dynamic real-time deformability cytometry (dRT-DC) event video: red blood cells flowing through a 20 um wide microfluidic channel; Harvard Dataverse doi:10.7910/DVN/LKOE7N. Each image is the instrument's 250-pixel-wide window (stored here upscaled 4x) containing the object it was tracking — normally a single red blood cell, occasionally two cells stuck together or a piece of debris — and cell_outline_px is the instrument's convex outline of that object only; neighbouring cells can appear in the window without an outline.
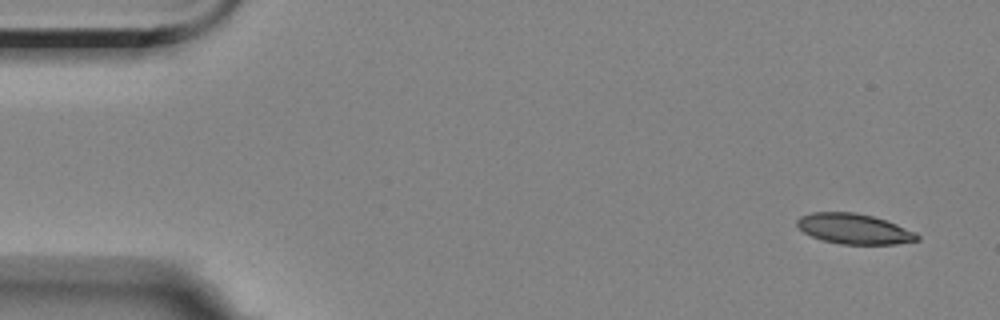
{"species": "Egyptian fruit bat (a non-hibernating species)", "species_latin": "Rousettus aegyptiacus", "temperature_condition": "room temperature", "stored_images_in_passage": 5, "camera_frame_rate_fps": 3000, "um_per_image_px": 0.085, "animal": {"sex": "female"}, "frame": {"image": 1, "passage_image": 1, "time_ms": 0.0, "image_size_px": [1000, 320], "cell_outline_px": [[920, 240], [896, 244], [840, 244], [824, 240], [812, 236], [804, 232], [796, 224], [796, 220], [800, 216], [812, 212], [856, 212], [872, 216], [896, 224], [916, 232], [920, 236]], "centroid_in_image_um": [72.61, 19.45], "position_along_channel_um": 12.4, "area_um2": 21.15}}
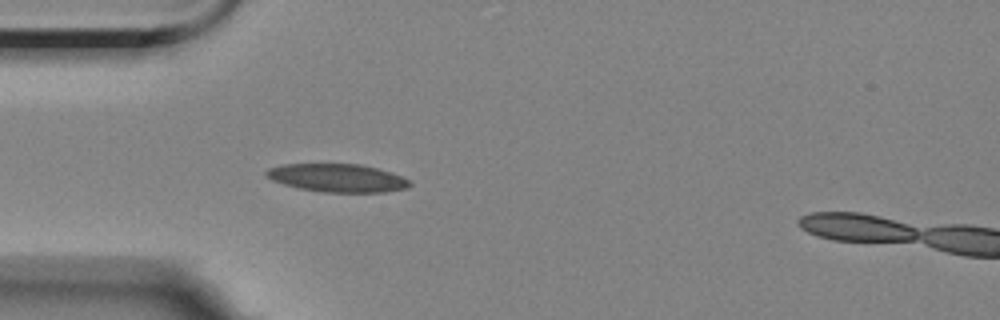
{"frame": {"image": 2, "passage_image": 5, "time_ms": 4.333, "image_size_px": [1000, 320], "cell_outline_px": [[412, 184], [408, 188], [388, 192], [324, 192], [300, 188], [284, 184], [272, 180], [264, 176], [264, 172], [268, 168], [280, 164], [360, 164], [392, 172], [408, 180]], "centroid_in_image_um": [28.66, 15.12], "position_along_channel_um": 56.3, "area_um2": 23.58}}